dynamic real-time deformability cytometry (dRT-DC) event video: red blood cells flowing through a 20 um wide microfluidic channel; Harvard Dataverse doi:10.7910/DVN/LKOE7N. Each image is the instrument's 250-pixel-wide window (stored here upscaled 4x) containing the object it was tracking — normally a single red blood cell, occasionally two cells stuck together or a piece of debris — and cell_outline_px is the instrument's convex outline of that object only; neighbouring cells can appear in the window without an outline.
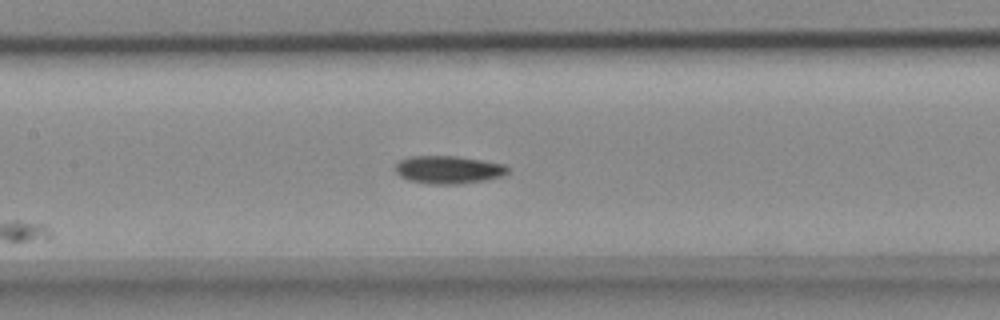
{"species": "common noctule bat (a hibernating species)", "species_latin": "Nyctalus noctula", "temperature_condition": "cold", "stored_images_in_passage": 6, "camera_frame_rate_fps": 3000, "um_per_image_px": 0.085, "animal": {"sex": "female", "body_mass_g": 18.4}, "frame": {"image": 1, "passage_image": 6, "time_ms": 1.667, "image_size_px": [1000, 320], "cell_outline_px": [[508, 172], [504, 176], [484, 180], [460, 184], [432, 184], [408, 180], [400, 176], [396, 172], [396, 164], [400, 160], [412, 156], [456, 156], [504, 164], [508, 168]], "centroid_in_image_um": [38.12, 14.43], "position_along_channel_um": 169.3, "area_um2": 18.15}}